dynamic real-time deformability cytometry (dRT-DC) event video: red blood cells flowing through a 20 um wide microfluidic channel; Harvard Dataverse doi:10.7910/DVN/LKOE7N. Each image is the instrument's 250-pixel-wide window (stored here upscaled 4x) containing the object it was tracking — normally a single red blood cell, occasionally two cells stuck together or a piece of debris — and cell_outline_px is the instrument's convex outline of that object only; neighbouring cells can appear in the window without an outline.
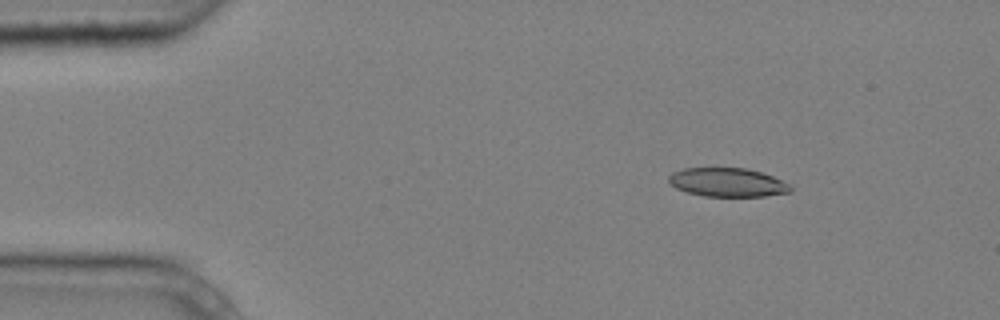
{"species": "common noctule bat (a hibernating species)", "species_latin": "Nyctalus noctula", "temperature_condition": "cold", "stored_images_in_passage": 5, "camera_frame_rate_fps": 3000, "um_per_image_px": 0.085, "animal": {"sex": "male", "body_mass_g": 20.4}, "frame": {"image": 1, "passage_image": 2, "time_ms": 0.333, "image_size_px": [1000, 320], "cell_outline_px": [[792, 192], [764, 196], [704, 196], [688, 192], [676, 188], [668, 180], [668, 176], [672, 172], [684, 168], [748, 168], [772, 176], [792, 184]], "centroid_in_image_um": [61.87, 15.5], "position_along_channel_um": 23.1, "area_um2": 20.46}}
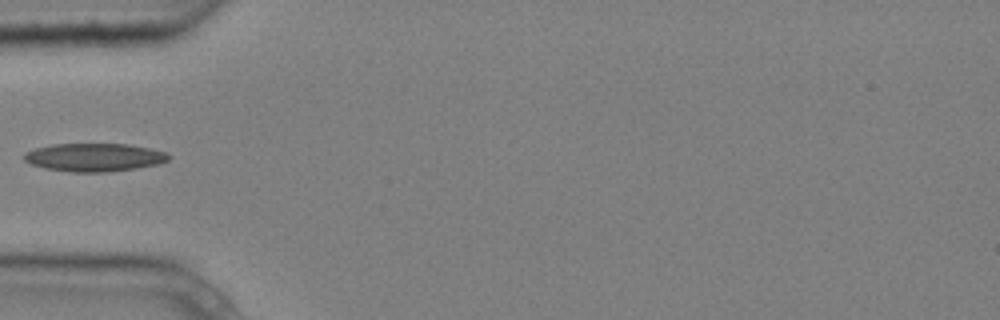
{"frame": {"image": 2, "passage_image": 4, "time_ms": 1.0, "image_size_px": [1000, 320], "cell_outline_px": [[172, 156], [168, 160], [156, 164], [136, 168], [108, 172], [72, 172], [44, 168], [32, 164], [24, 160], [24, 152], [36, 148], [52, 144], [128, 144], [148, 148], [164, 152]], "centroid_in_image_um": [7.99, 13.37], "position_along_channel_um": 77.0, "area_um2": 23.58}}
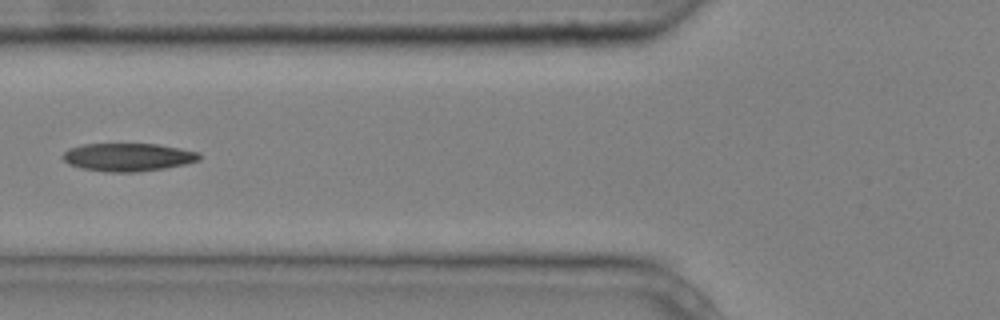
{"frame": {"image": 3, "passage_image": 5, "time_ms": 1.333, "image_size_px": [1000, 320], "cell_outline_px": [[200, 160], [184, 164], [164, 168], [136, 172], [104, 172], [80, 168], [68, 164], [60, 156], [68, 148], [84, 144], [156, 144], [180, 148], [200, 152]], "centroid_in_image_um": [10.84, 13.36], "position_along_channel_um": 115.0, "area_um2": 22.43}}